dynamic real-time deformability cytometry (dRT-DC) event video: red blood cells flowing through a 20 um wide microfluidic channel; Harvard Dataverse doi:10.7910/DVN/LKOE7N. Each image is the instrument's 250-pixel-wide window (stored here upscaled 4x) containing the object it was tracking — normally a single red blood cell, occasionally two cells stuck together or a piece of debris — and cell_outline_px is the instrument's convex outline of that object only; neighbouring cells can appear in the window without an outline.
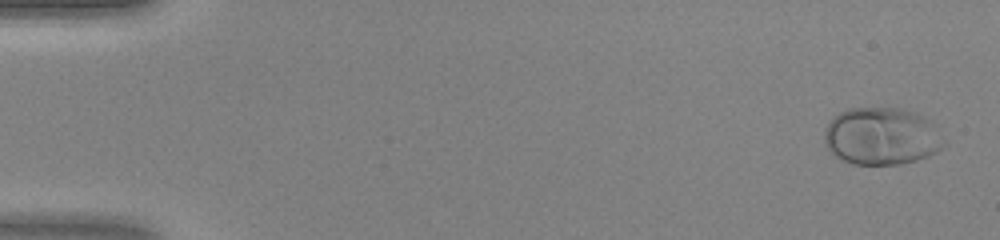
{"species": "human", "species_latin": "Homo sapiens", "temperature_condition": "warm", "stored_images_in_passage": 48, "camera_frame_rate_fps": 3000, "um_per_image_px": 0.085, "donor": {"sex": "female"}, "frame": {"image": 1, "passage_image": 2, "time_ms": 0.333, "image_size_px": [1000, 240], "cell_outline_px": [[948, 144], [944, 148], [928, 156], [916, 160], [900, 164], [852, 164], [840, 160], [824, 144], [824, 132], [832, 116], [848, 108], [896, 108], [916, 112], [928, 120], [932, 124]], "centroid_in_image_um": [74.93, 11.59], "position_along_channel_um": 10.1, "area_um2": 40.17}}
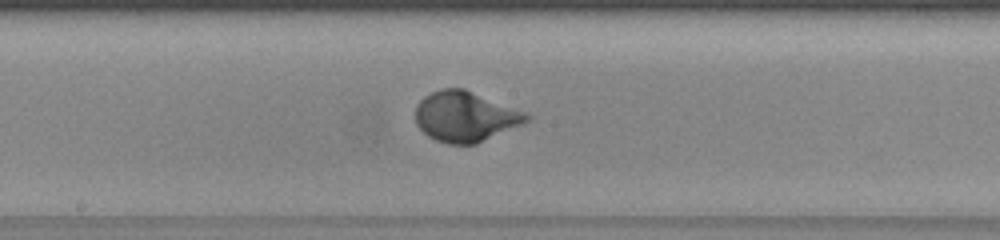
{"frame": {"image": 2, "passage_image": 26, "time_ms": 8.333, "image_size_px": [1000, 240], "cell_outline_px": [[532, 116], [524, 124], [476, 144], [448, 144], [436, 140], [428, 136], [416, 124], [416, 104], [424, 96], [440, 88], [464, 88], [524, 112]], "centroid_in_image_um": [39.54, 9.91], "position_along_channel_um": 208.7, "area_um2": 32.48}}
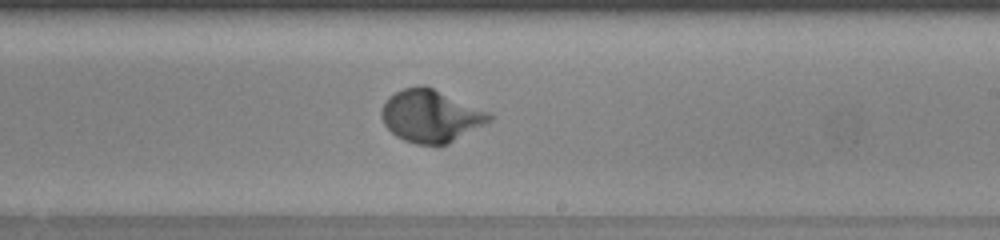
{"frame": {"image": 3, "passage_image": 29, "time_ms": 9.333, "image_size_px": [1000, 240], "cell_outline_px": [[492, 120], [448, 144], [416, 144], [404, 140], [396, 136], [384, 124], [380, 116], [380, 112], [388, 96], [404, 88], [416, 84], [424, 84], [492, 112]], "centroid_in_image_um": [36.62, 9.83], "position_along_channel_um": 252.4, "area_um2": 33.18}}